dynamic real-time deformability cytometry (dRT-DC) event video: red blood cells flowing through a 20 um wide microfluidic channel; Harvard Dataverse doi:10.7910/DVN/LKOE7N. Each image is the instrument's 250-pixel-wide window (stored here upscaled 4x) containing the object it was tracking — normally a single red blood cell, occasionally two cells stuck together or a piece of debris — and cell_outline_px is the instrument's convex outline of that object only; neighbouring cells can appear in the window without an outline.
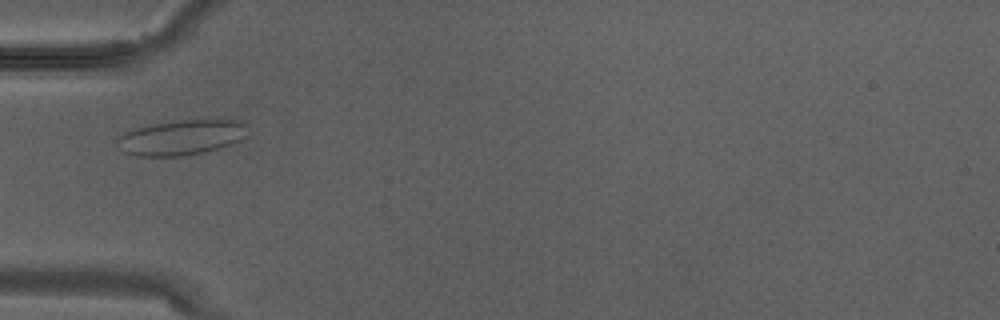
{"species": "Egyptian fruit bat (a non-hibernating species)", "species_latin": "Rousettus aegyptiacus", "temperature_condition": "warm", "stored_images_in_passage": 2, "camera_frame_rate_fps": 3000, "um_per_image_px": 0.085, "animal": {"sex": "male"}, "frame": {"image": 1, "passage_image": 2, "time_ms": 0.333, "image_size_px": [1000, 320], "cell_outline_px": [[244, 136], [240, 140], [232, 144], [220, 148], [204, 152], [184, 156], [136, 156], [124, 152], [116, 140], [120, 136], [128, 132], [152, 124], [184, 120], [240, 120], [244, 124]], "centroid_in_image_um": [15.43, 11.7], "position_along_channel_um": 69.6, "area_um2": 26.13}}